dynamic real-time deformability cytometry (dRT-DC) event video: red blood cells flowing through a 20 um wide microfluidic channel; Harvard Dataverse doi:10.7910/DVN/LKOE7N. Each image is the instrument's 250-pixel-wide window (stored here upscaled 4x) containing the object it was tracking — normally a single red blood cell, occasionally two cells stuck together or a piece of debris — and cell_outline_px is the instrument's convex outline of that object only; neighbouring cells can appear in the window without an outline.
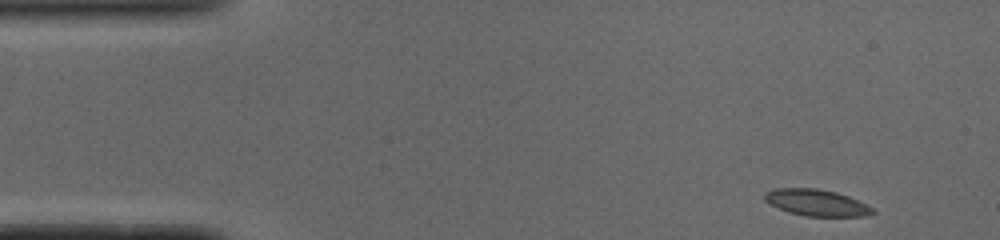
{"species": "common noctule bat (a hibernating species)", "species_latin": "Nyctalus noctula", "temperature_condition": "cold", "stored_images_in_passage": 48, "camera_frame_rate_fps": 3000, "um_per_image_px": 0.085, "animal": {"sex": "male", "body_mass_g": 19.0, "forearm_length_mm": 50.8}, "frame": {"image": 1, "passage_image": 1, "time_ms": 0.0, "image_size_px": [1000, 240], "cell_outline_px": [[876, 212], [864, 216], [804, 216], [788, 212], [764, 200], [764, 192], [772, 188], [816, 188], [836, 192], [848, 196], [872, 208]], "centroid_in_image_um": [69.36, 17.22], "position_along_channel_um": 15.6, "area_um2": 16.53}}
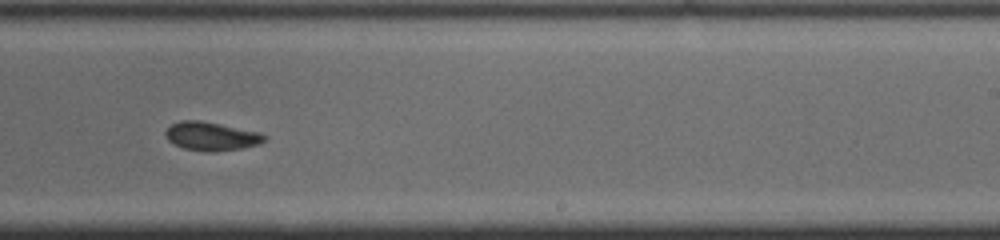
{"frame": {"image": 2, "passage_image": 28, "time_ms": 9.0, "image_size_px": [1000, 240], "cell_outline_px": [[268, 140], [260, 144], [244, 148], [216, 152], [204, 152], [184, 148], [168, 140], [164, 136], [164, 132], [172, 124], [180, 120], [200, 120], [260, 132], [268, 136]], "centroid_in_image_um": [18.01, 11.59], "position_along_channel_um": 271.0, "area_um2": 16.76}}
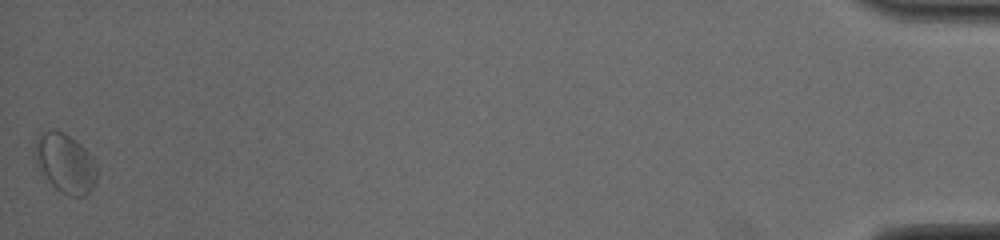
{"frame": {"image": 3, "passage_image": 48, "time_ms": 15.667, "image_size_px": [1000, 240], "cell_outline_px": [[96, 180], [92, 188], [84, 196], [68, 196], [60, 192], [36, 168], [36, 136], [40, 132], [56, 128], [64, 132], [80, 144], [92, 156], [96, 164]], "centroid_in_image_um": [5.53, 13.85], "position_along_channel_um": 429.7, "area_um2": 21.5}, "authors_computed_cell_mechanics": {"area_um2": 16.8198, "velocity_mm_per_s": 3.8618, "shape_relaxation_time_tau1_ms": 11.3851, "shape_relaxation_time_tau2_ms": 3.1961, "deformation_change_tau1": 0.1857, "deformation_change_tau2": 0.0736}}